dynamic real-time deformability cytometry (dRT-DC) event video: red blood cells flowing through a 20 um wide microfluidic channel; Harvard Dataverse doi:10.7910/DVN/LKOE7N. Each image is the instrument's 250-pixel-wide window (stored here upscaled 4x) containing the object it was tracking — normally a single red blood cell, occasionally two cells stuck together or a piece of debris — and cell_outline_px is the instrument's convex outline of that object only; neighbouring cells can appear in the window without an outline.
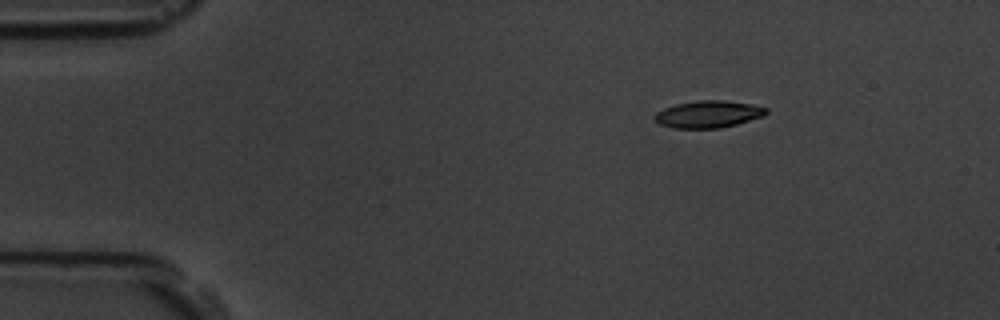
{"species": "common noctule bat (a hibernating species)", "species_latin": "Nyctalus noctula", "temperature_condition": "room temperature", "stored_images_in_passage": 3, "camera_frame_rate_fps": 3000, "um_per_image_px": 0.085, "animal": {"sex": "male", "body_mass_g": 19.5, "forearm_length_mm": 54.6}, "frame": {"image": 1, "passage_image": 1, "time_ms": 0.0, "image_size_px": [1000, 320], "cell_outline_px": [[768, 112], [764, 116], [736, 124], [720, 128], [672, 128], [660, 124], [652, 120], [652, 116], [656, 112], [664, 108], [676, 104], [700, 100], [724, 100], [752, 104], [768, 108]], "centroid_in_image_um": [60.18, 9.71], "position_along_channel_um": 24.8, "area_um2": 17.74}}